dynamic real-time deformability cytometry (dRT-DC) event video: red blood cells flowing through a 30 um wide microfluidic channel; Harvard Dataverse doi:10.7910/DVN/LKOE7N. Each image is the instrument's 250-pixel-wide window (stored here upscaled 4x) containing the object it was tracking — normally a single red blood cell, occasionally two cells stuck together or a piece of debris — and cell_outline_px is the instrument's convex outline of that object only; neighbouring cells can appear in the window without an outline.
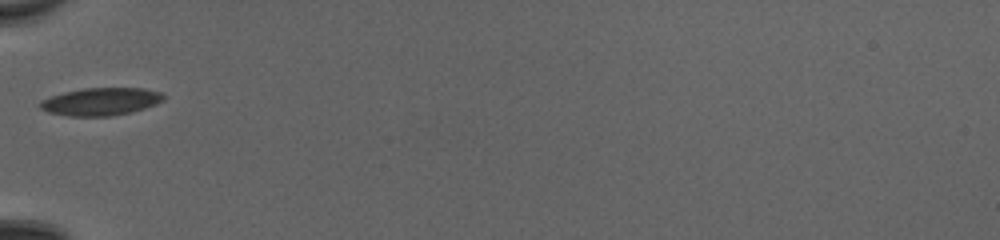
{"species": "common noctule bat (a hibernating species)", "species_latin": "Nyctalus noctula", "temperature_condition": "cold", "stored_images_in_passage": 34, "camera_frame_rate_fps": 3000, "um_per_image_px": 0.085, "animal": {"sex": "female", "body_mass_g": 20.0, "forearm_length_mm": 54.0}, "frame": {"image": 1, "passage_image": 1, "time_ms": 0.0, "image_size_px": [1000, 240], "cell_outline_px": [[164, 100], [156, 104], [132, 112], [112, 116], [72, 116], [48, 112], [40, 108], [40, 104], [44, 100], [52, 96], [84, 88], [140, 88], [160, 92], [164, 96]], "centroid_in_image_um": [8.62, 8.64], "position_along_channel_um": 76.4, "area_um2": 19.54}}
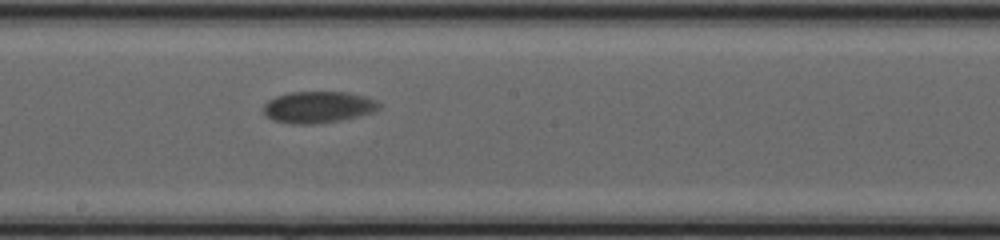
{"frame": {"image": 2, "passage_image": 12, "time_ms": 3.667, "image_size_px": [1000, 240], "cell_outline_px": [[380, 104], [372, 112], [340, 120], [312, 124], [292, 124], [272, 120], [264, 112], [264, 104], [268, 100], [276, 96], [292, 92], [348, 92], [372, 100]], "centroid_in_image_um": [26.96, 9.11], "position_along_channel_um": 221.2, "area_um2": 20.75}}
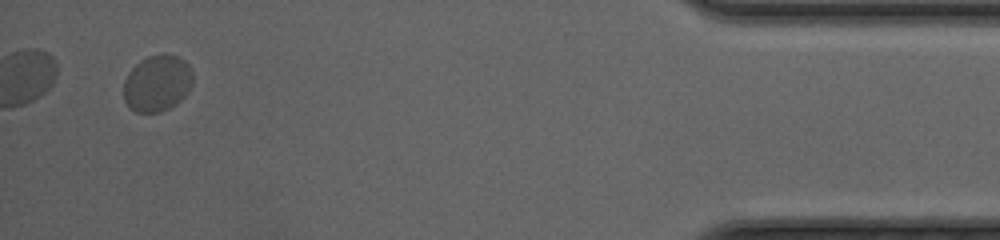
{"frame": {"image": 3, "passage_image": 32, "time_ms": 10.333, "image_size_px": [1000, 240], "cell_outline_px": [[192, 84], [184, 96], [176, 104], [160, 112], [136, 112], [128, 108], [124, 100], [124, 80], [128, 72], [140, 60], [148, 56], [164, 52], [176, 56], [184, 60], [188, 64], [192, 72]], "centroid_in_image_um": [13.34, 7.06], "position_along_channel_um": 421.9, "area_um2": 22.95}, "authors_computed_cell_mechanics": {"area_um2": 21.0681, "velocity_mm_per_s": 3.9612, "shape_relaxation_time_tau1_ms": 2.2576, "shape_relaxation_time_tau2_ms": null, "deformation_change_tau1": 0.0638, "deformation_change_tau2": null}}